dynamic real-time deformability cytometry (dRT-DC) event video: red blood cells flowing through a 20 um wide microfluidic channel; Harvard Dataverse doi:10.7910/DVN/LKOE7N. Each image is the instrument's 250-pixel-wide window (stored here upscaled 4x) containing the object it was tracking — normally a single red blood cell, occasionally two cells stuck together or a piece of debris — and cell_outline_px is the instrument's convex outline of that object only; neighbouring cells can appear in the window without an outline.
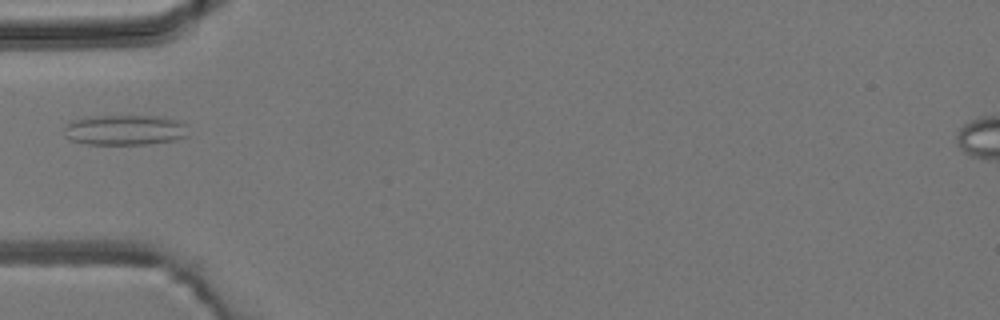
{"species": "common noctule bat (a hibernating species)", "species_latin": "Nyctalus noctula", "temperature_condition": "room temperature", "stored_images_in_passage": 6, "camera_frame_rate_fps": 3000, "um_per_image_px": 0.085, "animal": {"sex": "male", "body_mass_g": 19.2, "forearm_length_mm": 51.8}, "frame": {"image": 1, "passage_image": 5, "time_ms": 4.667, "image_size_px": [1000, 320], "cell_outline_px": [[188, 136], [176, 140], [148, 144], [88, 144], [68, 140], [64, 136], [64, 128], [72, 120], [92, 116], [160, 116], [176, 120], [184, 124]], "centroid_in_image_um": [10.58, 11.05], "position_along_channel_um": 74.4, "area_um2": 21.96}}